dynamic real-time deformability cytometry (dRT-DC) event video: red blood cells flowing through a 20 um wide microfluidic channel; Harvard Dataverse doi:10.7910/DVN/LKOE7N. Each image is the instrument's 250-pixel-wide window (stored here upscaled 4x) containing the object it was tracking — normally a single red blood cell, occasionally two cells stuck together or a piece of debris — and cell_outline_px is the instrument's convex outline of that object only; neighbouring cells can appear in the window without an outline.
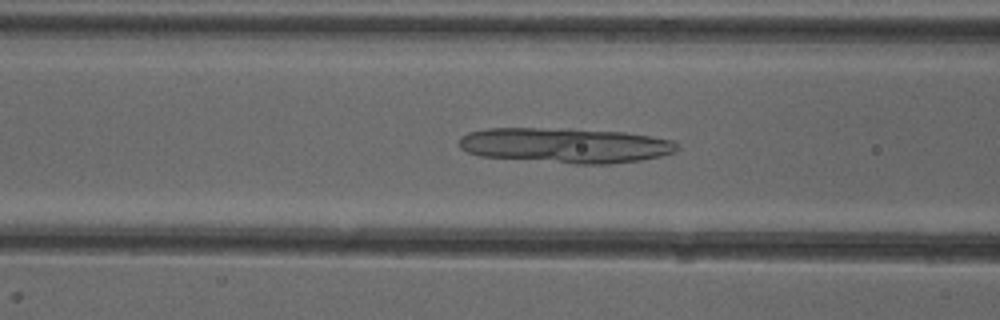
{"species": "common noctule bat (a hibernating species)", "species_latin": "Nyctalus noctula", "temperature_condition": "cold", "stored_images_in_passage": 49, "camera_frame_rate_fps": 3000, "um_per_image_px": 0.085, "animal": {"sex": "female"}, "frame": {"image": 1, "passage_image": 18, "time_ms": 5.667, "image_size_px": [1000, 320], "cell_outline_px": [[680, 148], [676, 152], [660, 156], [640, 160], [608, 164], [576, 164], [480, 156], [468, 152], [460, 148], [460, 136], [468, 132], [484, 128], [568, 128], [624, 132], [672, 140]], "centroid_in_image_um": [48.03, 12.35], "position_along_channel_um": 118.6, "area_um2": 44.8}}
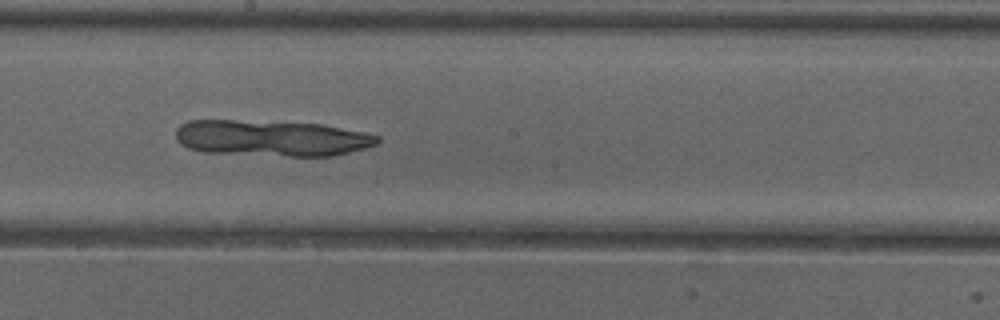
{"frame": {"image": 2, "passage_image": 26, "time_ms": 8.333, "image_size_px": [1000, 320], "cell_outline_px": [[380, 140], [376, 144], [364, 148], [332, 156], [288, 156], [204, 152], [188, 148], [180, 144], [176, 140], [176, 128], [180, 124], [188, 120], [232, 120], [320, 124], [364, 132], [380, 136]], "centroid_in_image_um": [23.04, 11.74], "position_along_channel_um": 225.2, "area_um2": 42.25}}
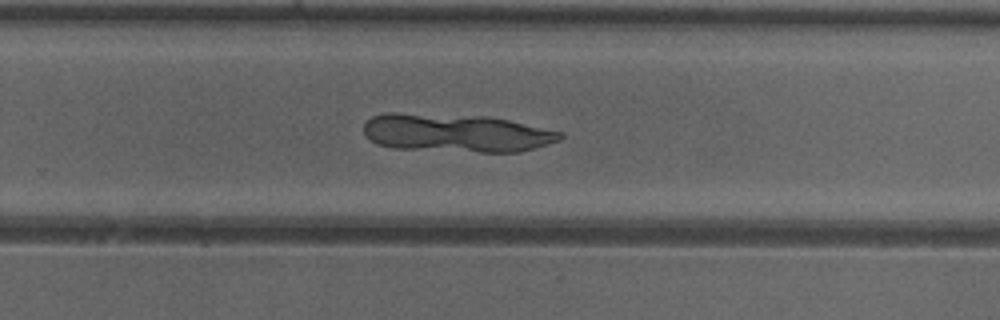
{"frame": {"image": 3, "passage_image": 31, "time_ms": 10.0, "image_size_px": [1000, 320], "cell_outline_px": [[564, 136], [560, 140], [520, 152], [480, 152], [392, 148], [376, 144], [364, 132], [364, 124], [372, 116], [384, 112], [392, 112], [488, 116], [508, 120], [564, 132]], "centroid_in_image_um": [38.77, 11.29], "position_along_channel_um": 291.0, "area_um2": 43.93}}